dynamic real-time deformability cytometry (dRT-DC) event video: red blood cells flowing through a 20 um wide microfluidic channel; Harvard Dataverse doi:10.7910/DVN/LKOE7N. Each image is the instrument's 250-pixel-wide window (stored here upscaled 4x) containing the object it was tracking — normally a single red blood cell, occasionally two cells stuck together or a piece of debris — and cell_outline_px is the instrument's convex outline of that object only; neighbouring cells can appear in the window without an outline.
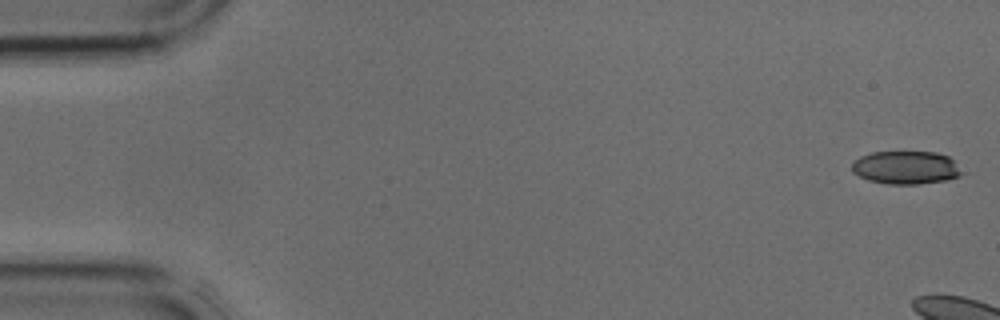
{"species": "common noctule bat (a hibernating species)", "species_latin": "Nyctalus noctula", "temperature_condition": "cold", "stored_images_in_passage": 5, "camera_frame_rate_fps": 3000, "um_per_image_px": 0.085, "animal": {"sex": "male", "body_mass_g": 17.9, "forearm_length_mm": 54.2}, "frame": {"image": 1, "passage_image": 1, "time_ms": 0.0, "image_size_px": [1000, 320], "cell_outline_px": [[960, 176], [944, 180], [920, 184], [888, 184], [868, 180], [852, 172], [852, 160], [860, 156], [872, 152], [936, 152], [948, 156], [952, 160], [960, 172]], "centroid_in_image_um": [76.93, 14.24], "position_along_channel_um": 8.1, "area_um2": 21.04}}